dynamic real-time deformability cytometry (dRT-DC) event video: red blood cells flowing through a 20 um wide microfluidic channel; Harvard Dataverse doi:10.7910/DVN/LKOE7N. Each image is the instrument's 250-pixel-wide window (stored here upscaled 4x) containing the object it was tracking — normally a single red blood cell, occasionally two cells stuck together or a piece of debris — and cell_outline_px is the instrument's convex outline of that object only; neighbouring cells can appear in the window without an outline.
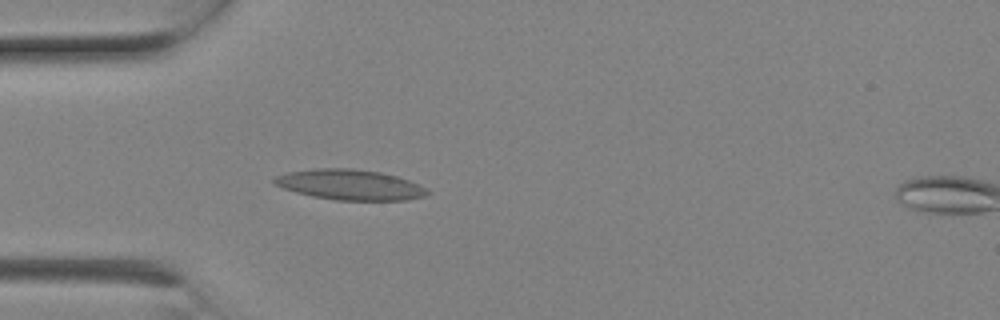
{"species": "Egyptian fruit bat (a non-hibernating species)", "species_latin": "Rousettus aegyptiacus", "temperature_condition": "room temperature", "stored_images_in_passage": 6, "camera_frame_rate_fps": 3000, "um_per_image_px": 0.085, "animal": {"sex": "female"}, "frame": {"image": 1, "passage_image": 5, "time_ms": 1.333, "image_size_px": [1000, 320], "cell_outline_px": [[432, 192], [424, 196], [408, 200], [336, 200], [312, 196], [296, 192], [272, 184], [272, 180], [276, 176], [288, 172], [316, 168], [352, 168], [380, 172], [396, 176], [408, 180], [428, 188]], "centroid_in_image_um": [29.76, 15.7], "position_along_channel_um": 55.2, "area_um2": 27.17}}